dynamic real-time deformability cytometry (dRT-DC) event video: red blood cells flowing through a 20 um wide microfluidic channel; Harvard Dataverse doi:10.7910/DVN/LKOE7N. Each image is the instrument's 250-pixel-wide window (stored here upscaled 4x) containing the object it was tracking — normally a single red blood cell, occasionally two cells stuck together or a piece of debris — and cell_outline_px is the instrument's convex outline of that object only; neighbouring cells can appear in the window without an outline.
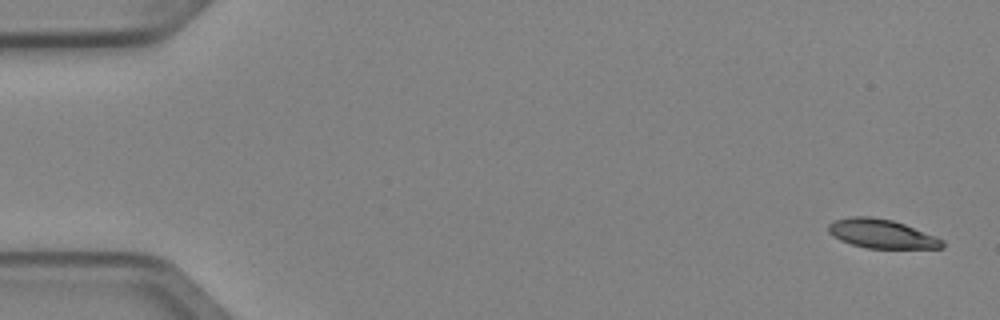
{"species": "Egyptian fruit bat (a non-hibernating species)", "species_latin": "Rousettus aegyptiacus", "temperature_condition": "cold", "stored_images_in_passage": 5, "camera_frame_rate_fps": 3000, "um_per_image_px": 0.085, "animal": {"sex": "female"}, "frame": {"image": 1, "passage_image": 1, "time_ms": 0.0, "image_size_px": [1000, 320], "cell_outline_px": [[944, 248], [868, 248], [852, 244], [840, 240], [832, 236], [828, 232], [828, 224], [836, 220], [852, 216], [868, 216], [892, 220], [904, 224], [936, 236], [944, 240]], "centroid_in_image_um": [74.94, 19.87], "position_along_channel_um": 10.1, "area_um2": 19.13}}
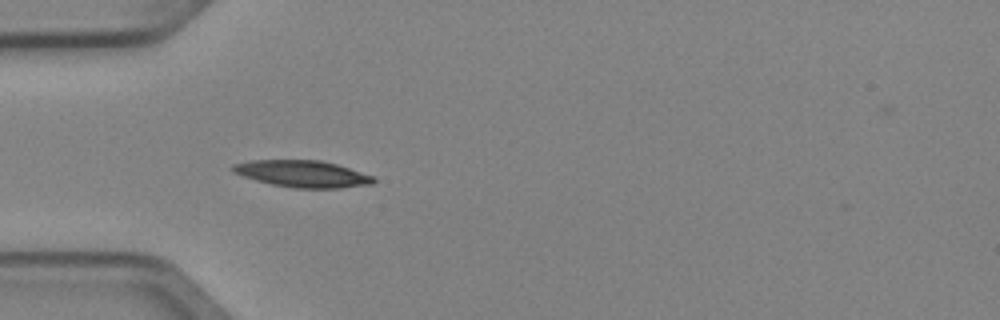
{"frame": {"image": 2, "passage_image": 5, "time_ms": 1.333, "image_size_px": [1000, 320], "cell_outline_px": [[376, 180], [372, 184], [340, 188], [296, 188], [272, 184], [256, 180], [232, 172], [228, 168], [232, 164], [252, 160], [320, 160], [336, 164], [372, 176]], "centroid_in_image_um": [25.66, 14.77], "position_along_channel_um": 59.3, "area_um2": 21.85}}